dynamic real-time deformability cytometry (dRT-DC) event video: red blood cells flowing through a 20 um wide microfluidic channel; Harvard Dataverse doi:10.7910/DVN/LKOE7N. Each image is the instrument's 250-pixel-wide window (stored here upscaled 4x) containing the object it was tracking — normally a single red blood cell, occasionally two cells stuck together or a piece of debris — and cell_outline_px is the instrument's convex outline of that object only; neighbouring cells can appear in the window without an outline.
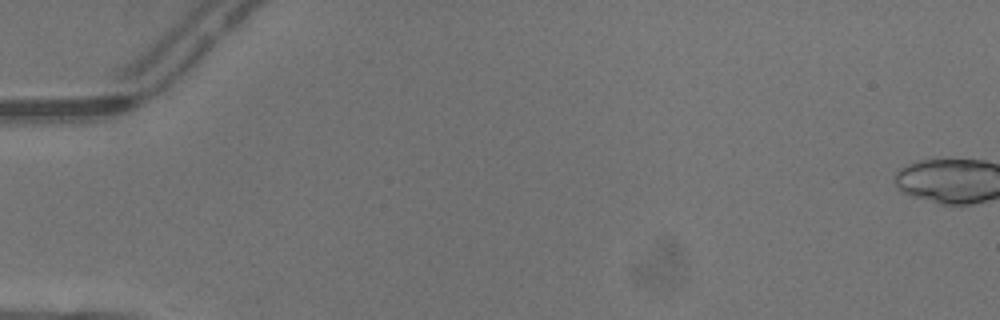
{"species": "common noctule bat (a hibernating species)", "species_latin": "Nyctalus noctula", "temperature_condition": "warm", "stored_images_in_passage": 2, "camera_frame_rate_fps": 3000, "um_per_image_px": 0.085, "animal": {"sex": "male", "body_mass_g": 13.3}, "frame": {"image": 1, "passage_image": 1, "time_ms": 0.0, "image_size_px": [1000, 320], "cell_outline_px": [[208, 40], [204, 80], [184, 100], [168, 112], [156, 108], [156, 88], [204, 40]], "centroid_in_image_um": [15.53, 6.77], "position_along_channel_um": 69.5, "area_um2": 13.18}}